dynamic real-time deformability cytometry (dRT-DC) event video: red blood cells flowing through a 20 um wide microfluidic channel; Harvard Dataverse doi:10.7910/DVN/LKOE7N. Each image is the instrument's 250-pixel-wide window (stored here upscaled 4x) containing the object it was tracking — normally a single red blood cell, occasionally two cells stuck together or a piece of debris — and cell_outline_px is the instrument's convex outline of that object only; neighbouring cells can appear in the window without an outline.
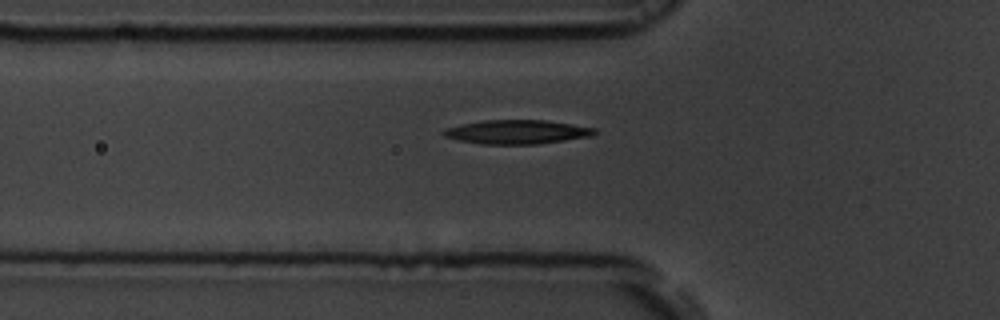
{"species": "common noctule bat (a hibernating species)", "species_latin": "Nyctalus noctula", "temperature_condition": "room temperature", "stored_images_in_passage": 40, "camera_frame_rate_fps": 3000, "um_per_image_px": 0.085, "animal": {"sex": "male", "body_mass_g": 19.5, "forearm_length_mm": 54.6}, "frame": {"image": 1, "passage_image": 5, "time_ms": 1.333, "image_size_px": [1000, 320], "cell_outline_px": [[596, 132], [592, 136], [536, 144], [480, 144], [460, 140], [444, 136], [440, 132], [444, 128], [484, 120], [544, 120], [596, 128]], "centroid_in_image_um": [43.92, 11.21], "position_along_channel_um": 81.9, "area_um2": 20.92}}
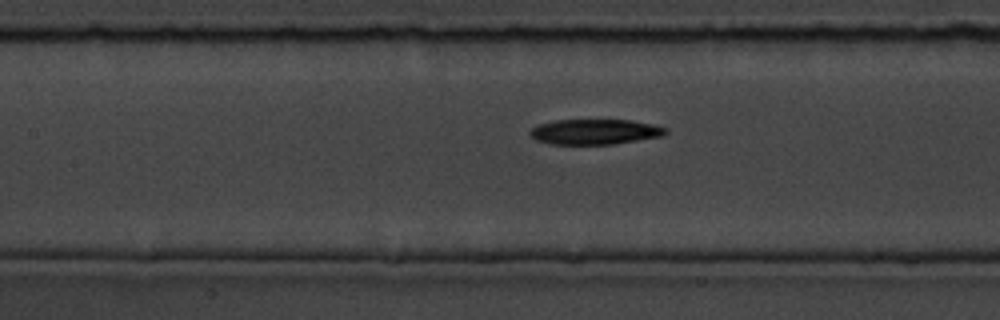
{"frame": {"image": 2, "passage_image": 11, "time_ms": 3.333, "image_size_px": [1000, 320], "cell_outline_px": [[668, 132], [660, 136], [612, 144], [548, 144], [536, 140], [528, 132], [532, 128], [540, 124], [556, 120], [632, 120], [656, 124], [668, 128]], "centroid_in_image_um": [50.58, 11.19], "position_along_channel_um": 156.8, "area_um2": 19.94}}
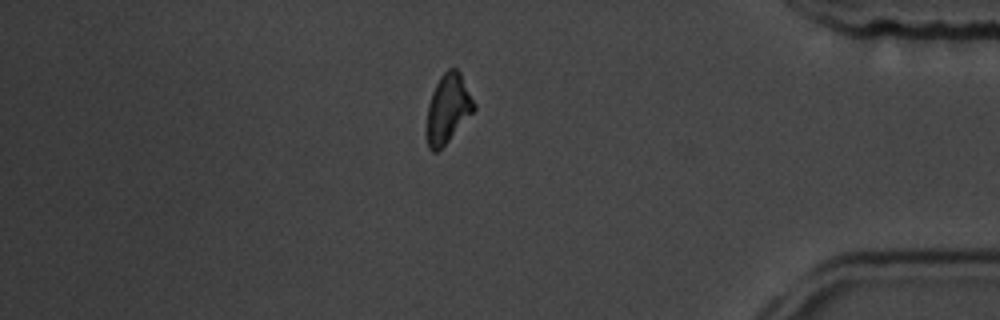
{"frame": {"image": 3, "passage_image": 33, "time_ms": 10.667, "image_size_px": [1000, 320], "cell_outline_px": [[476, 108], [448, 140], [436, 152], [432, 152], [428, 148], [424, 132], [428, 104], [432, 92], [440, 76], [448, 68], [456, 68], [460, 72], [476, 104]], "centroid_in_image_um": [38.03, 9.23], "position_along_channel_um": 397.2, "area_um2": 19.13}}